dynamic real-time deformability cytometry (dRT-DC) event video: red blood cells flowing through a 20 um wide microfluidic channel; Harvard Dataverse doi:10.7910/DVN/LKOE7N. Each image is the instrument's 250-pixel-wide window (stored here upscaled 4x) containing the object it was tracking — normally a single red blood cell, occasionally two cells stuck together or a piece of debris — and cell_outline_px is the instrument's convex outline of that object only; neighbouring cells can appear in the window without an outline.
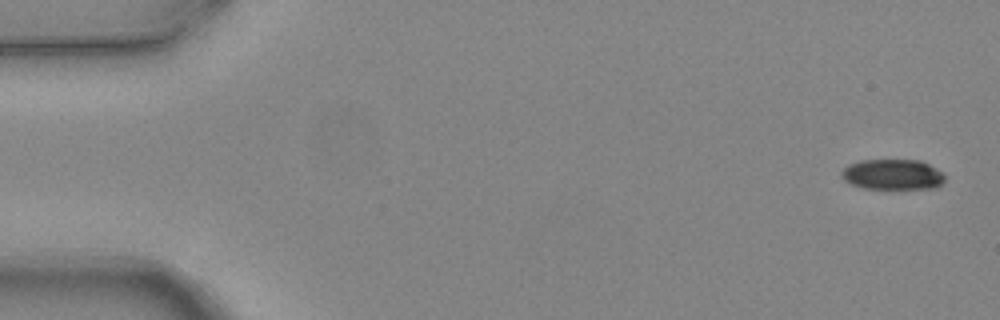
{"species": "common noctule bat (a hibernating species)", "species_latin": "Nyctalus noctula", "temperature_condition": "warm", "stored_images_in_passage": 5, "camera_frame_rate_fps": 3000, "um_per_image_px": 0.085, "animal": {"sex": "female", "body_mass_g": 24.6, "forearm_length_mm": 56.2}, "frame": {"image": 1, "passage_image": 1, "time_ms": 0.0, "image_size_px": [1000, 320], "cell_outline_px": [[944, 180], [936, 188], [864, 188], [852, 184], [844, 180], [840, 176], [840, 172], [848, 164], [860, 160], [920, 160], [944, 172]], "centroid_in_image_um": [75.86, 14.82], "position_along_channel_um": 9.1, "area_um2": 18.32}}
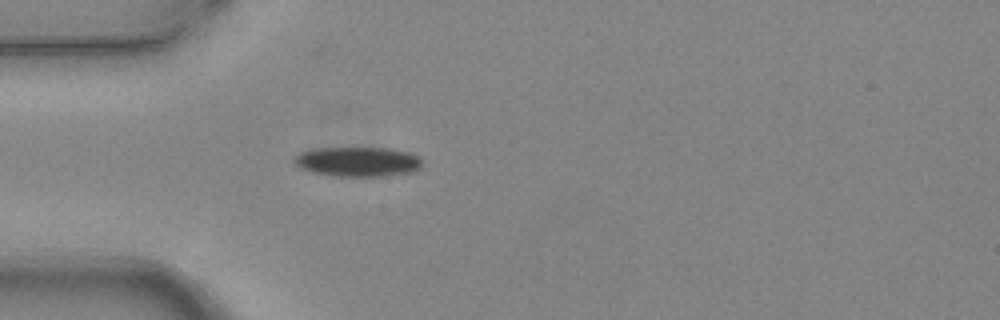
{"frame": {"image": 2, "passage_image": 5, "time_ms": 1.333, "image_size_px": [1000, 320], "cell_outline_px": [[420, 168], [412, 172], [384, 176], [336, 176], [312, 172], [300, 168], [292, 160], [292, 156], [300, 152], [312, 148], [388, 148], [408, 152], [416, 156], [420, 160]], "centroid_in_image_um": [30.34, 13.74], "position_along_channel_um": 54.7, "area_um2": 22.14}}